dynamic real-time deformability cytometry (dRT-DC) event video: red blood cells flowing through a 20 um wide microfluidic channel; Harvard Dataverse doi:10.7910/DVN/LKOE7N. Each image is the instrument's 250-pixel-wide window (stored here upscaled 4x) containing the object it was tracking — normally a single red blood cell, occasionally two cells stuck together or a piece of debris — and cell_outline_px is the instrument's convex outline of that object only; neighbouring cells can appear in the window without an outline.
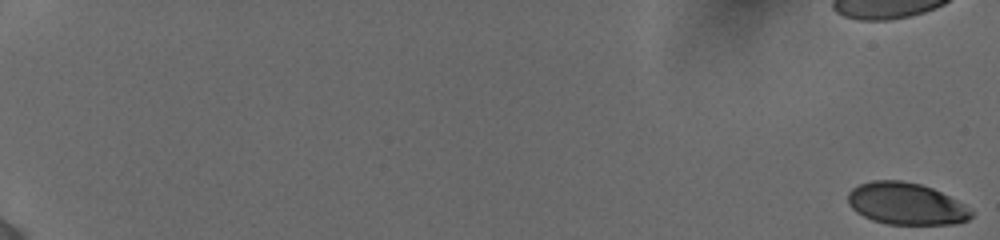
{"species": "human", "species_latin": "Homo sapiens", "temperature_condition": "cold", "stored_images_in_passage": 53, "camera_frame_rate_fps": 3000, "um_per_image_px": 0.085, "donor": {"sex": "female"}, "frame": {"image": 1, "passage_image": 1, "time_ms": 0.0, "image_size_px": [1000, 240], "cell_outline_px": [[972, 216], [968, 220], [952, 224], [888, 224], [872, 220], [856, 212], [848, 204], [848, 192], [852, 188], [860, 184], [872, 180], [900, 180], [920, 184], [932, 188], [972, 208]], "centroid_in_image_um": [77.01, 17.32], "position_along_channel_um": 8.0, "area_um2": 30.11}}